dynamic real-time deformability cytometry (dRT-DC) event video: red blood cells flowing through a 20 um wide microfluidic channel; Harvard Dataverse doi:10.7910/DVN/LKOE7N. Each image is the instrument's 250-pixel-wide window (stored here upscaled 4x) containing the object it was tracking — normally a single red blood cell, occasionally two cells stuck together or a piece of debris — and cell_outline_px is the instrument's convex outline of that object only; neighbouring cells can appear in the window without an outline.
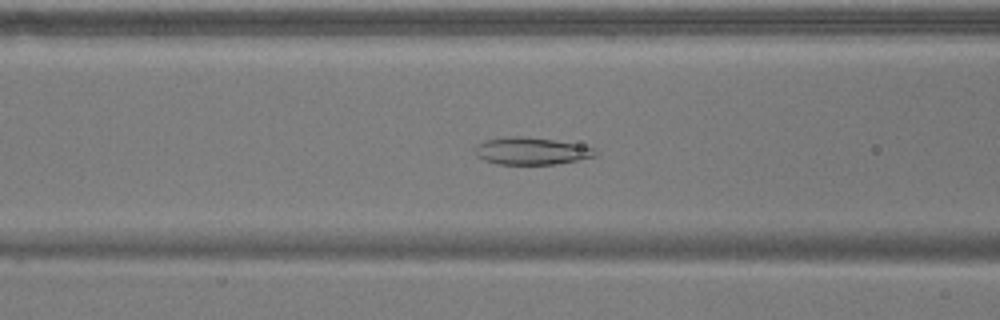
{"species": "common noctule bat (a hibernating species)", "species_latin": "Nyctalus noctula", "temperature_condition": "warm", "stored_images_in_passage": 41, "camera_frame_rate_fps": 3000, "um_per_image_px": 0.085, "animal": {"sex": "male", "body_mass_g": 17.9}, "frame": {"image": 1, "passage_image": 7, "time_ms": 2.0, "image_size_px": [1000, 320], "cell_outline_px": [[596, 156], [556, 164], [496, 164], [484, 160], [476, 156], [476, 148], [484, 140], [508, 136], [524, 136], [552, 140], [592, 148], [596, 152]], "centroid_in_image_um": [45.1, 12.84], "position_along_channel_um": 121.5, "area_um2": 18.67}}
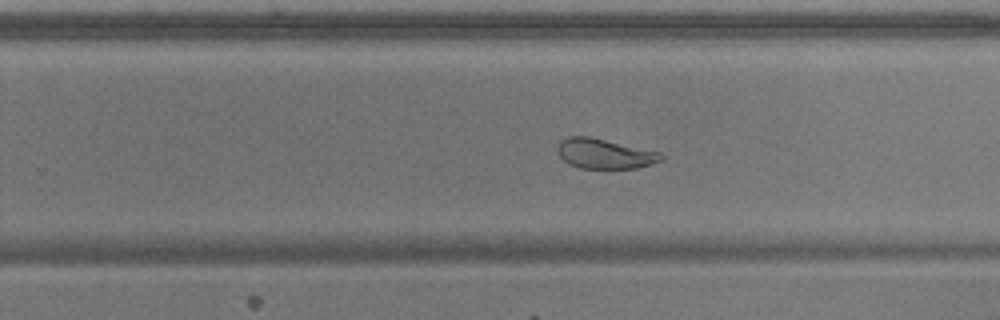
{"frame": {"image": 2, "passage_image": 20, "time_ms": 6.333, "image_size_px": [1000, 320], "cell_outline_px": [[664, 160], [652, 164], [636, 168], [580, 168], [568, 164], [560, 156], [556, 148], [560, 140], [568, 136], [588, 136], [660, 152], [664, 156]], "centroid_in_image_um": [51.38, 13.06], "position_along_channel_um": 278.4, "area_um2": 18.09}}
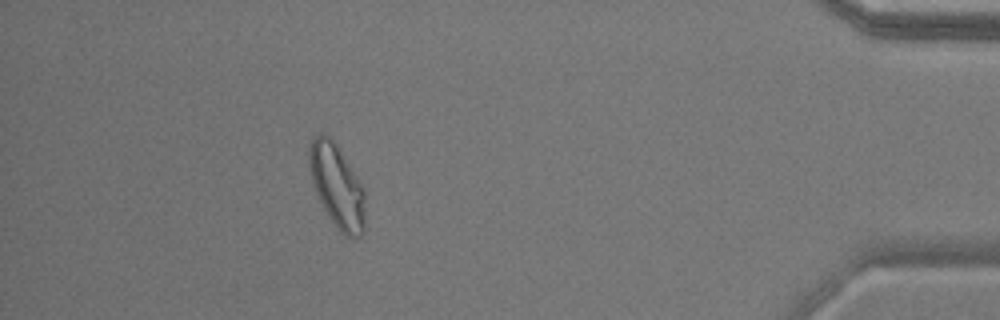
{"frame": {"image": 3, "passage_image": 35, "time_ms": 11.333, "image_size_px": [1000, 320], "cell_outline_px": [[364, 232], [356, 240], [344, 236], [336, 228], [328, 216], [316, 192], [312, 180], [308, 164], [308, 148], [312, 136], [320, 132], [324, 132], [340, 148], [364, 188]], "centroid_in_image_um": [28.63, 15.8], "position_along_channel_um": 406.6, "area_um2": 27.57}, "authors_computed_cell_mechanics": {"area_um2": 20.7502, "velocity_mm_per_s": 3.6229, "shape_relaxation_time_tau1_ms": null, "shape_relaxation_time_tau2_ms": 1.9318, "deformation_change_tau1": null, "deformation_change_tau2": 0.0827}}